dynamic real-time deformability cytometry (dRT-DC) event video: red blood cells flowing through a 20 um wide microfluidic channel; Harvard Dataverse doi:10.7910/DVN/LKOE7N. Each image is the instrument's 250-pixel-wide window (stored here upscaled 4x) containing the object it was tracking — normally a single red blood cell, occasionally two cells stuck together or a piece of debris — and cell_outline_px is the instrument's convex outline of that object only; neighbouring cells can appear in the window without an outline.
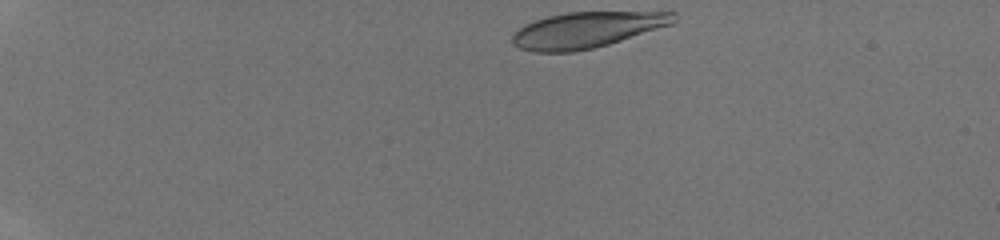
{"species": "human", "species_latin": "Homo sapiens", "temperature_condition": "room temperature", "stored_images_in_passage": 37, "camera_frame_rate_fps": 3000, "um_per_image_px": 0.085, "donor": {"sex": "male"}, "frame": {"image": 1, "passage_image": 1, "time_ms": 0.0, "image_size_px": [1000, 240], "cell_outline_px": [[676, 20], [672, 24], [608, 44], [592, 48], [572, 52], [532, 52], [520, 48], [512, 44], [512, 36], [524, 24], [548, 16], [568, 12], [676, 12]], "centroid_in_image_um": [49.85, 2.54], "position_along_channel_um": 35.1, "area_um2": 33.47}}
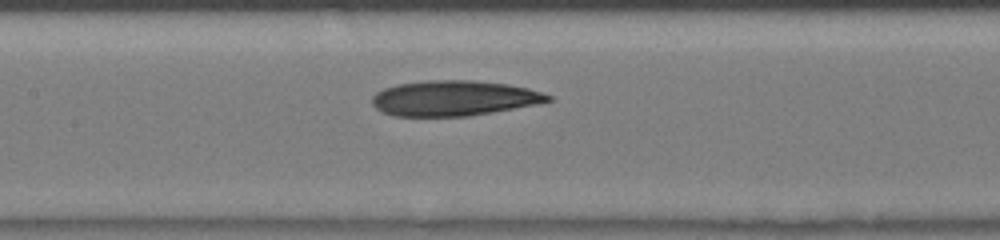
{"frame": {"image": 2, "passage_image": 16, "time_ms": 5.0, "image_size_px": [1000, 240], "cell_outline_px": [[552, 100], [492, 112], [468, 116], [392, 116], [376, 108], [372, 104], [372, 96], [376, 92], [384, 88], [396, 84], [428, 80], [472, 80], [508, 84], [528, 88], [552, 96]], "centroid_in_image_um": [38.52, 8.34], "position_along_channel_um": 168.9, "area_um2": 35.95}}
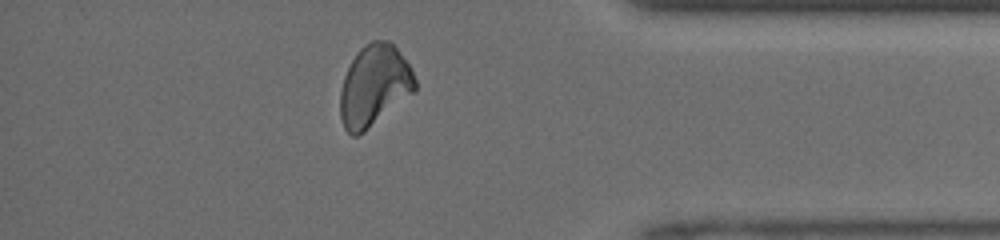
{"frame": {"image": 3, "passage_image": 32, "time_ms": 10.333, "image_size_px": [1000, 240], "cell_outline_px": [[416, 88], [412, 92], [364, 132], [356, 136], [352, 136], [344, 128], [340, 116], [340, 92], [344, 76], [352, 60], [360, 48], [364, 44], [372, 40], [388, 40], [400, 52], [412, 68], [416, 80]], "centroid_in_image_um": [31.79, 7.26], "position_along_channel_um": 403.4, "area_um2": 35.08}}